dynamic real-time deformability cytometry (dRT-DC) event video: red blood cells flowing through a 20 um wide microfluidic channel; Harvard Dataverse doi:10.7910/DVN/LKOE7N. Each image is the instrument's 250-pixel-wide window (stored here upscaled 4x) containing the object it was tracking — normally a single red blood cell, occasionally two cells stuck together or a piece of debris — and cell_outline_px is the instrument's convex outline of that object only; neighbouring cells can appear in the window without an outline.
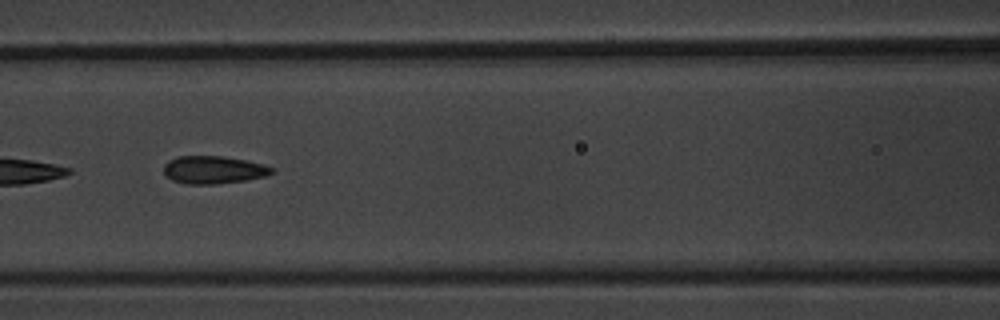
{"species": "common noctule bat (a hibernating species)", "species_latin": "Nyctalus noctula", "temperature_condition": "warm", "stored_images_in_passage": 10, "camera_frame_rate_fps": 3000, "um_per_image_px": 0.085, "animal": {"sex": "male", "body_mass_g": 20.1, "forearm_length_mm": 53.5}, "frame": {"image": 1, "passage_image": 6, "time_ms": 7.0, "image_size_px": [1000, 320], "cell_outline_px": [[276, 172], [268, 176], [244, 180], [216, 184], [188, 184], [172, 180], [164, 176], [164, 164], [168, 160], [180, 156], [224, 156], [244, 160], [276, 168]], "centroid_in_image_um": [18.15, 14.44], "position_along_channel_um": 148.4, "area_um2": 17.57}}
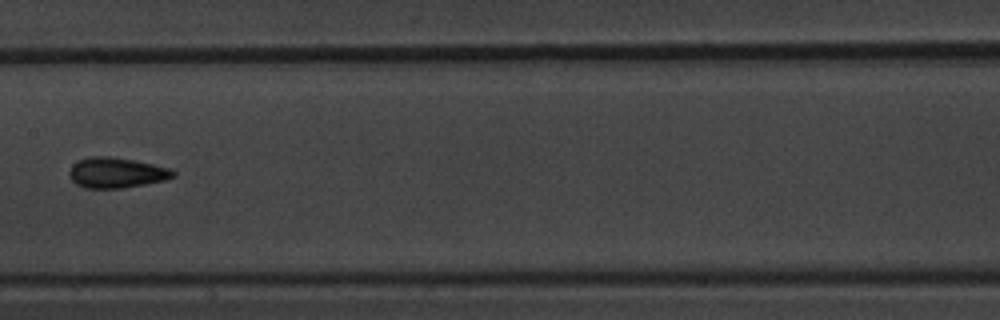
{"frame": {"image": 2, "passage_image": 7, "time_ms": 8.333, "image_size_px": [1000, 320], "cell_outline_px": [[176, 176], [164, 180], [124, 188], [84, 188], [76, 184], [72, 180], [68, 172], [72, 164], [80, 160], [92, 156], [108, 156], [132, 160], [172, 168], [176, 172]], "centroid_in_image_um": [9.9, 14.68], "position_along_channel_um": 197.5, "area_um2": 18.38}}